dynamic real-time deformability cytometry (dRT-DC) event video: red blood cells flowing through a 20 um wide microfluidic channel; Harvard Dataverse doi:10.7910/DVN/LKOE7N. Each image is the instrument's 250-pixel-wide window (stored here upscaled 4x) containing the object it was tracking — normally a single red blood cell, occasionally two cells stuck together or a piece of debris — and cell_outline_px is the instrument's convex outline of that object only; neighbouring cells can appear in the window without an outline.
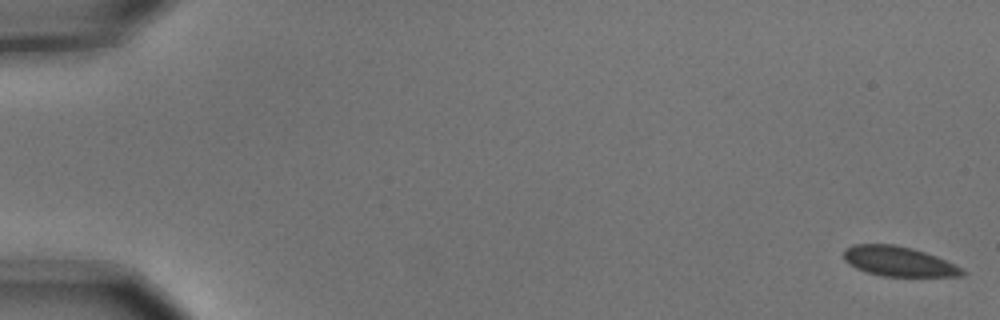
{"species": "common noctule bat (a hibernating species)", "species_latin": "Nyctalus noctula", "temperature_condition": "cold", "stored_images_in_passage": 6, "camera_frame_rate_fps": 3000, "um_per_image_px": 0.085, "animal": {"sex": "male", "body_mass_g": 15.6}, "frame": {"image": 1, "passage_image": 1, "time_ms": 0.0, "image_size_px": [1000, 320], "cell_outline_px": [[968, 272], [964, 276], [880, 276], [856, 268], [848, 264], [844, 260], [844, 248], [852, 244], [892, 244], [912, 248], [936, 256]], "centroid_in_image_um": [76.34, 22.21], "position_along_channel_um": 8.7, "area_um2": 20.52}}
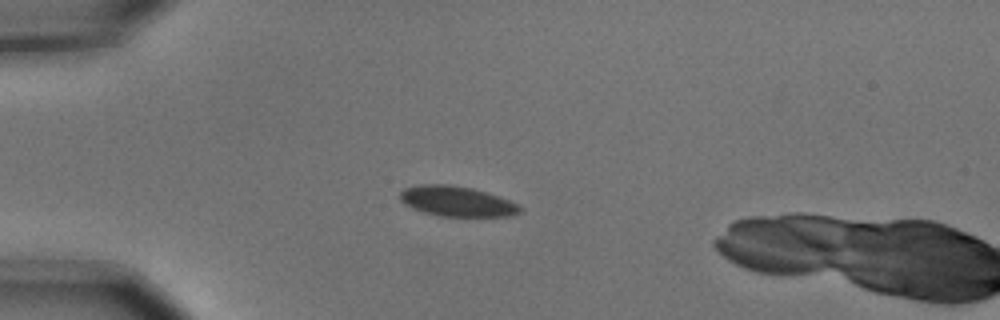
{"frame": {"image": 2, "passage_image": 5, "time_ms": 1.333, "image_size_px": [1000, 320], "cell_outline_px": [[524, 208], [520, 212], [508, 216], [440, 216], [424, 212], [412, 208], [404, 204], [400, 200], [400, 192], [404, 188], [420, 184], [448, 184], [472, 188], [520, 204]], "centroid_in_image_um": [38.81, 17.11], "position_along_channel_um": 46.2, "area_um2": 21.04}}